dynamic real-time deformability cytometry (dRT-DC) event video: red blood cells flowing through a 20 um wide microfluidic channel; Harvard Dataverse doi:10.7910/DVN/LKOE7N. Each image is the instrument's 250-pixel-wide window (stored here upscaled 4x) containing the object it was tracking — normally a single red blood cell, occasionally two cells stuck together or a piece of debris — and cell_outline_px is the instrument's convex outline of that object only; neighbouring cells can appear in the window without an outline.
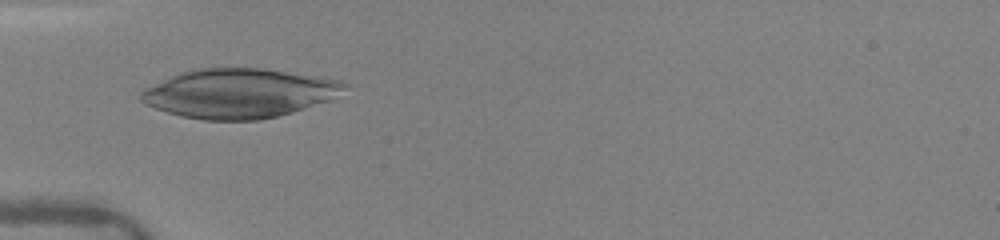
{"species": "human", "species_latin": "Homo sapiens", "temperature_condition": "warm", "stored_images_in_passage": 8, "camera_frame_rate_fps": 3000, "um_per_image_px": 0.085, "donor": {"sex": "female"}, "frame": {"image": 1, "passage_image": 5, "time_ms": 4.333, "image_size_px": [1000, 240], "cell_outline_px": [[348, 84], [332, 100], [292, 112], [276, 116], [256, 120], [204, 120], [180, 116], [156, 108], [140, 100], [140, 92], [180, 72], [196, 68], [260, 68], [320, 76], [340, 80]], "centroid_in_image_um": [20.36, 7.93], "position_along_channel_um": 64.6, "area_um2": 58.03}}
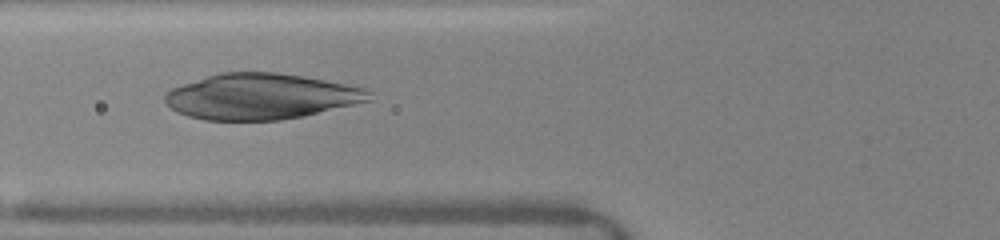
{"frame": {"image": 2, "passage_image": 6, "time_ms": 5.333, "image_size_px": [1000, 240], "cell_outline_px": [[372, 100], [304, 116], [280, 120], [204, 120], [188, 116], [176, 112], [164, 100], [164, 96], [172, 88], [220, 72], [276, 72], [324, 80], [368, 88], [372, 92]], "centroid_in_image_um": [22.21, 8.2], "position_along_channel_um": 103.6, "area_um2": 54.27}}
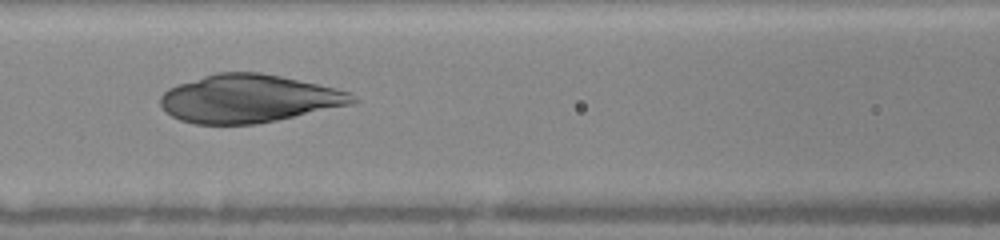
{"frame": {"image": 3, "passage_image": 8, "time_ms": 6.333, "image_size_px": [1000, 240], "cell_outline_px": [[360, 100], [352, 104], [276, 120], [256, 124], [196, 124], [180, 120], [172, 116], [160, 104], [160, 96], [168, 88], [176, 84], [216, 72], [260, 72], [280, 76], [316, 84], [348, 92], [356, 96]], "centroid_in_image_um": [21.11, 8.38], "position_along_channel_um": 145.5, "area_um2": 53.41}}